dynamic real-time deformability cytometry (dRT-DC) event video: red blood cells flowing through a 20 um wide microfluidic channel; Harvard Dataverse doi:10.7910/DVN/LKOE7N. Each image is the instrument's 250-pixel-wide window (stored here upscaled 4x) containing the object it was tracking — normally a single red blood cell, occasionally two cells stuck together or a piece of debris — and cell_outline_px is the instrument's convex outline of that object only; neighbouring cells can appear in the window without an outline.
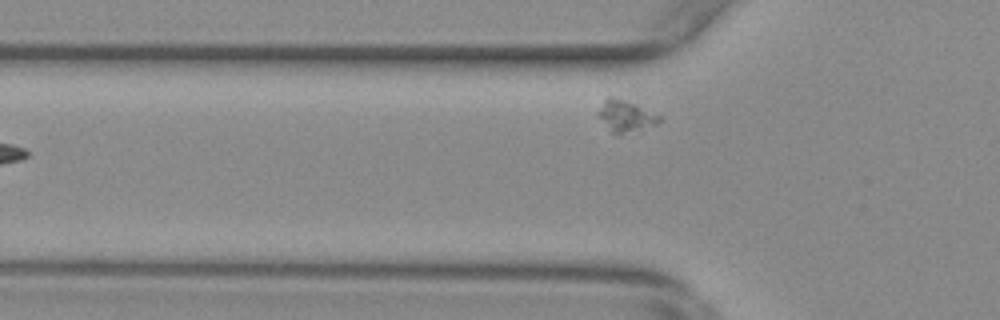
{"species": "common noctule bat (a hibernating species)", "species_latin": "Nyctalus noctula", "temperature_condition": "warm", "stored_images_in_passage": 23, "camera_frame_rate_fps": 3000, "um_per_image_px": 0.085, "animal": {"sex": "female", "body_mass_g": 29.2, "forearm_length_mm": 56.3}, "frame": {"image": 1, "passage_image": 2, "time_ms": 0.333, "image_size_px": [1000, 320], "cell_outline_px": [[664, 116], [660, 124], [620, 136], [612, 132], [596, 116], [596, 112], [604, 100], [620, 100], [660, 112]], "centroid_in_image_um": [53.3, 9.94], "position_along_channel_um": 72.5, "area_um2": 11.5}}
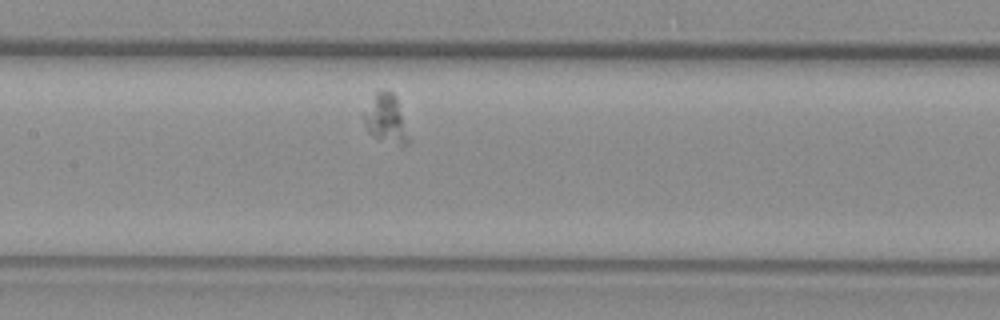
{"frame": {"image": 2, "passage_image": 11, "time_ms": 3.333, "image_size_px": [1000, 320], "cell_outline_px": [[408, 144], [404, 144], [372, 136], [368, 132], [364, 124], [364, 112], [376, 92], [392, 92], [396, 96], [408, 140]], "centroid_in_image_um": [32.75, 10.06], "position_along_channel_um": 174.6, "area_um2": 11.68}}
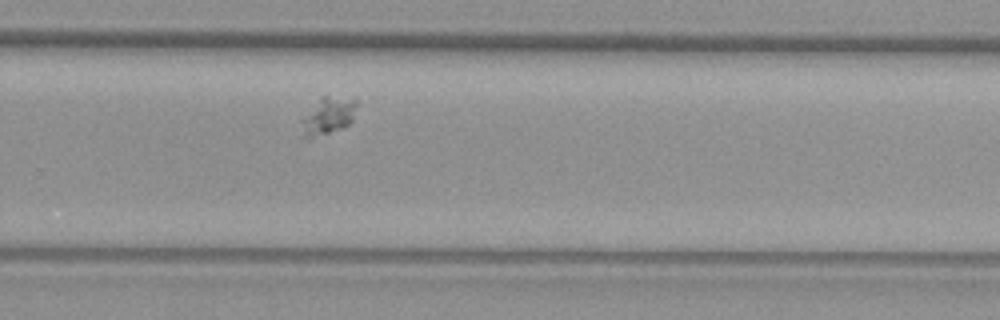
{"frame": {"image": 3, "passage_image": 22, "time_ms": 7.0, "image_size_px": [1000, 320], "cell_outline_px": [[356, 104], [352, 120], [344, 128], [328, 132], [308, 136], [304, 136], [300, 120], [300, 116], [320, 96], [328, 96], [356, 100]], "centroid_in_image_um": [27.83, 9.8], "position_along_channel_um": 302.0, "area_um2": 11.73}}